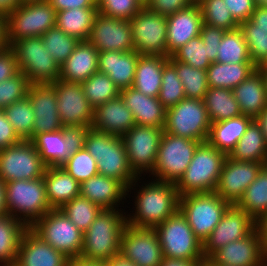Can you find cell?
Wrapping results in <instances>:
<instances>
[{
  "label": "cell",
  "instance_id": "2644e50d",
  "mask_svg": "<svg viewBox=\"0 0 267 266\" xmlns=\"http://www.w3.org/2000/svg\"><path fill=\"white\" fill-rule=\"evenodd\" d=\"M254 120L260 126L264 138L267 142V107Z\"/></svg>",
  "mask_w": 267,
  "mask_h": 266
},
{
  "label": "cell",
  "instance_id": "7c38bea8",
  "mask_svg": "<svg viewBox=\"0 0 267 266\" xmlns=\"http://www.w3.org/2000/svg\"><path fill=\"white\" fill-rule=\"evenodd\" d=\"M200 143L163 131L151 174L155 175L156 180L176 183L186 171Z\"/></svg>",
  "mask_w": 267,
  "mask_h": 266
},
{
  "label": "cell",
  "instance_id": "9a60e30c",
  "mask_svg": "<svg viewBox=\"0 0 267 266\" xmlns=\"http://www.w3.org/2000/svg\"><path fill=\"white\" fill-rule=\"evenodd\" d=\"M135 51L139 55L167 57V19L143 7L130 20Z\"/></svg>",
  "mask_w": 267,
  "mask_h": 266
},
{
  "label": "cell",
  "instance_id": "ffe728a7",
  "mask_svg": "<svg viewBox=\"0 0 267 266\" xmlns=\"http://www.w3.org/2000/svg\"><path fill=\"white\" fill-rule=\"evenodd\" d=\"M88 41L99 51L135 50L129 20L97 13Z\"/></svg>",
  "mask_w": 267,
  "mask_h": 266
},
{
  "label": "cell",
  "instance_id": "603a6c76",
  "mask_svg": "<svg viewBox=\"0 0 267 266\" xmlns=\"http://www.w3.org/2000/svg\"><path fill=\"white\" fill-rule=\"evenodd\" d=\"M167 19V57L184 46L189 40L200 35L203 18L198 3L179 10Z\"/></svg>",
  "mask_w": 267,
  "mask_h": 266
},
{
  "label": "cell",
  "instance_id": "6f0895ef",
  "mask_svg": "<svg viewBox=\"0 0 267 266\" xmlns=\"http://www.w3.org/2000/svg\"><path fill=\"white\" fill-rule=\"evenodd\" d=\"M224 2L239 24L250 19L256 7L254 0H224Z\"/></svg>",
  "mask_w": 267,
  "mask_h": 266
},
{
  "label": "cell",
  "instance_id": "8c879c8a",
  "mask_svg": "<svg viewBox=\"0 0 267 266\" xmlns=\"http://www.w3.org/2000/svg\"><path fill=\"white\" fill-rule=\"evenodd\" d=\"M7 214L6 199H5V185L0 180V216Z\"/></svg>",
  "mask_w": 267,
  "mask_h": 266
},
{
  "label": "cell",
  "instance_id": "ee69618b",
  "mask_svg": "<svg viewBox=\"0 0 267 266\" xmlns=\"http://www.w3.org/2000/svg\"><path fill=\"white\" fill-rule=\"evenodd\" d=\"M8 121L22 140L33 139L34 113L29 98L13 102L3 109Z\"/></svg>",
  "mask_w": 267,
  "mask_h": 266
},
{
  "label": "cell",
  "instance_id": "836d02e7",
  "mask_svg": "<svg viewBox=\"0 0 267 266\" xmlns=\"http://www.w3.org/2000/svg\"><path fill=\"white\" fill-rule=\"evenodd\" d=\"M253 120L252 117L242 114L228 120L211 123L207 141L228 156Z\"/></svg>",
  "mask_w": 267,
  "mask_h": 266
},
{
  "label": "cell",
  "instance_id": "f35d334b",
  "mask_svg": "<svg viewBox=\"0 0 267 266\" xmlns=\"http://www.w3.org/2000/svg\"><path fill=\"white\" fill-rule=\"evenodd\" d=\"M203 102L211 123L242 115L233 90L209 87L204 95Z\"/></svg>",
  "mask_w": 267,
  "mask_h": 266
},
{
  "label": "cell",
  "instance_id": "003e7915",
  "mask_svg": "<svg viewBox=\"0 0 267 266\" xmlns=\"http://www.w3.org/2000/svg\"><path fill=\"white\" fill-rule=\"evenodd\" d=\"M20 4L19 0H0V13L7 15Z\"/></svg>",
  "mask_w": 267,
  "mask_h": 266
},
{
  "label": "cell",
  "instance_id": "6da1fadb",
  "mask_svg": "<svg viewBox=\"0 0 267 266\" xmlns=\"http://www.w3.org/2000/svg\"><path fill=\"white\" fill-rule=\"evenodd\" d=\"M78 141L96 160L98 174L120 181L127 193L135 187L140 177L129 166L122 137L89 128L78 132Z\"/></svg>",
  "mask_w": 267,
  "mask_h": 266
},
{
  "label": "cell",
  "instance_id": "7bdbcfd3",
  "mask_svg": "<svg viewBox=\"0 0 267 266\" xmlns=\"http://www.w3.org/2000/svg\"><path fill=\"white\" fill-rule=\"evenodd\" d=\"M81 85L93 109L120 95L119 88L110 77L99 71L92 74Z\"/></svg>",
  "mask_w": 267,
  "mask_h": 266
},
{
  "label": "cell",
  "instance_id": "e7e4bbea",
  "mask_svg": "<svg viewBox=\"0 0 267 266\" xmlns=\"http://www.w3.org/2000/svg\"><path fill=\"white\" fill-rule=\"evenodd\" d=\"M203 260H183L164 257L160 266H197Z\"/></svg>",
  "mask_w": 267,
  "mask_h": 266
},
{
  "label": "cell",
  "instance_id": "8d00e7d4",
  "mask_svg": "<svg viewBox=\"0 0 267 266\" xmlns=\"http://www.w3.org/2000/svg\"><path fill=\"white\" fill-rule=\"evenodd\" d=\"M97 13V8H75L59 11L56 12L55 26L79 41H87Z\"/></svg>",
  "mask_w": 267,
  "mask_h": 266
},
{
  "label": "cell",
  "instance_id": "f6af8a7d",
  "mask_svg": "<svg viewBox=\"0 0 267 266\" xmlns=\"http://www.w3.org/2000/svg\"><path fill=\"white\" fill-rule=\"evenodd\" d=\"M60 209L82 233L89 228L102 211L99 206L81 195L65 203Z\"/></svg>",
  "mask_w": 267,
  "mask_h": 266
},
{
  "label": "cell",
  "instance_id": "83f0119b",
  "mask_svg": "<svg viewBox=\"0 0 267 266\" xmlns=\"http://www.w3.org/2000/svg\"><path fill=\"white\" fill-rule=\"evenodd\" d=\"M139 56L135 50L99 52L98 71L108 75L119 90L132 87Z\"/></svg>",
  "mask_w": 267,
  "mask_h": 266
},
{
  "label": "cell",
  "instance_id": "3957f363",
  "mask_svg": "<svg viewBox=\"0 0 267 266\" xmlns=\"http://www.w3.org/2000/svg\"><path fill=\"white\" fill-rule=\"evenodd\" d=\"M102 210L83 233L80 258L105 263L120 254L121 236L127 218L117 209Z\"/></svg>",
  "mask_w": 267,
  "mask_h": 266
},
{
  "label": "cell",
  "instance_id": "7dc6e473",
  "mask_svg": "<svg viewBox=\"0 0 267 266\" xmlns=\"http://www.w3.org/2000/svg\"><path fill=\"white\" fill-rule=\"evenodd\" d=\"M41 38L45 49L53 56L59 66L67 60L79 43L77 38L64 33L56 26L50 28Z\"/></svg>",
  "mask_w": 267,
  "mask_h": 266
},
{
  "label": "cell",
  "instance_id": "44dd1931",
  "mask_svg": "<svg viewBox=\"0 0 267 266\" xmlns=\"http://www.w3.org/2000/svg\"><path fill=\"white\" fill-rule=\"evenodd\" d=\"M27 97L34 113L33 138L40 133L63 129L57 109V97L52 83L30 84Z\"/></svg>",
  "mask_w": 267,
  "mask_h": 266
},
{
  "label": "cell",
  "instance_id": "c3c4849f",
  "mask_svg": "<svg viewBox=\"0 0 267 266\" xmlns=\"http://www.w3.org/2000/svg\"><path fill=\"white\" fill-rule=\"evenodd\" d=\"M203 24L233 30L239 27V23L233 18L224 0H201L198 3Z\"/></svg>",
  "mask_w": 267,
  "mask_h": 266
},
{
  "label": "cell",
  "instance_id": "277c9868",
  "mask_svg": "<svg viewBox=\"0 0 267 266\" xmlns=\"http://www.w3.org/2000/svg\"><path fill=\"white\" fill-rule=\"evenodd\" d=\"M226 157L208 141L200 143L186 171L175 183L179 195L214 192Z\"/></svg>",
  "mask_w": 267,
  "mask_h": 266
},
{
  "label": "cell",
  "instance_id": "680465c9",
  "mask_svg": "<svg viewBox=\"0 0 267 266\" xmlns=\"http://www.w3.org/2000/svg\"><path fill=\"white\" fill-rule=\"evenodd\" d=\"M19 72L16 56L13 49L8 46L0 50V82L7 80Z\"/></svg>",
  "mask_w": 267,
  "mask_h": 266
},
{
  "label": "cell",
  "instance_id": "b9fcfbb0",
  "mask_svg": "<svg viewBox=\"0 0 267 266\" xmlns=\"http://www.w3.org/2000/svg\"><path fill=\"white\" fill-rule=\"evenodd\" d=\"M43 0H19L20 4H27V3H34V2H39Z\"/></svg>",
  "mask_w": 267,
  "mask_h": 266
},
{
  "label": "cell",
  "instance_id": "2a66077c",
  "mask_svg": "<svg viewBox=\"0 0 267 266\" xmlns=\"http://www.w3.org/2000/svg\"><path fill=\"white\" fill-rule=\"evenodd\" d=\"M257 68H267V55L266 57L257 65Z\"/></svg>",
  "mask_w": 267,
  "mask_h": 266
},
{
  "label": "cell",
  "instance_id": "91938a15",
  "mask_svg": "<svg viewBox=\"0 0 267 266\" xmlns=\"http://www.w3.org/2000/svg\"><path fill=\"white\" fill-rule=\"evenodd\" d=\"M241 31L267 32V7H255L251 18L239 24Z\"/></svg>",
  "mask_w": 267,
  "mask_h": 266
},
{
  "label": "cell",
  "instance_id": "f5cc1de1",
  "mask_svg": "<svg viewBox=\"0 0 267 266\" xmlns=\"http://www.w3.org/2000/svg\"><path fill=\"white\" fill-rule=\"evenodd\" d=\"M143 6L137 0H97L98 12L113 18L131 20Z\"/></svg>",
  "mask_w": 267,
  "mask_h": 266
},
{
  "label": "cell",
  "instance_id": "6125c7cd",
  "mask_svg": "<svg viewBox=\"0 0 267 266\" xmlns=\"http://www.w3.org/2000/svg\"><path fill=\"white\" fill-rule=\"evenodd\" d=\"M56 12L75 8H97V0H47Z\"/></svg>",
  "mask_w": 267,
  "mask_h": 266
},
{
  "label": "cell",
  "instance_id": "5bb4252c",
  "mask_svg": "<svg viewBox=\"0 0 267 266\" xmlns=\"http://www.w3.org/2000/svg\"><path fill=\"white\" fill-rule=\"evenodd\" d=\"M163 131L136 124L122 136L129 166L137 177L153 172Z\"/></svg>",
  "mask_w": 267,
  "mask_h": 266
},
{
  "label": "cell",
  "instance_id": "753ad0ef",
  "mask_svg": "<svg viewBox=\"0 0 267 266\" xmlns=\"http://www.w3.org/2000/svg\"><path fill=\"white\" fill-rule=\"evenodd\" d=\"M264 80V84H265V90H266V96H267V68H257Z\"/></svg>",
  "mask_w": 267,
  "mask_h": 266
},
{
  "label": "cell",
  "instance_id": "a7ac6f4b",
  "mask_svg": "<svg viewBox=\"0 0 267 266\" xmlns=\"http://www.w3.org/2000/svg\"><path fill=\"white\" fill-rule=\"evenodd\" d=\"M104 264L106 266H137L130 260L123 258L120 254L107 260Z\"/></svg>",
  "mask_w": 267,
  "mask_h": 266
},
{
  "label": "cell",
  "instance_id": "ab89813d",
  "mask_svg": "<svg viewBox=\"0 0 267 266\" xmlns=\"http://www.w3.org/2000/svg\"><path fill=\"white\" fill-rule=\"evenodd\" d=\"M237 206L255 221L267 212V165H264L257 178L247 187Z\"/></svg>",
  "mask_w": 267,
  "mask_h": 266
},
{
  "label": "cell",
  "instance_id": "9f6ffc18",
  "mask_svg": "<svg viewBox=\"0 0 267 266\" xmlns=\"http://www.w3.org/2000/svg\"><path fill=\"white\" fill-rule=\"evenodd\" d=\"M191 4H193L191 0H151L146 7L157 14L167 17L189 7Z\"/></svg>",
  "mask_w": 267,
  "mask_h": 266
},
{
  "label": "cell",
  "instance_id": "d590c367",
  "mask_svg": "<svg viewBox=\"0 0 267 266\" xmlns=\"http://www.w3.org/2000/svg\"><path fill=\"white\" fill-rule=\"evenodd\" d=\"M29 227L9 214L0 216V263L14 266L17 261L20 241Z\"/></svg>",
  "mask_w": 267,
  "mask_h": 266
},
{
  "label": "cell",
  "instance_id": "db71d44e",
  "mask_svg": "<svg viewBox=\"0 0 267 266\" xmlns=\"http://www.w3.org/2000/svg\"><path fill=\"white\" fill-rule=\"evenodd\" d=\"M251 61L257 66L267 55V32L242 31Z\"/></svg>",
  "mask_w": 267,
  "mask_h": 266
},
{
  "label": "cell",
  "instance_id": "b9f144b4",
  "mask_svg": "<svg viewBox=\"0 0 267 266\" xmlns=\"http://www.w3.org/2000/svg\"><path fill=\"white\" fill-rule=\"evenodd\" d=\"M169 62L176 69L184 87L186 98L203 100L204 95L209 89L207 71L176 61L171 56L169 57Z\"/></svg>",
  "mask_w": 267,
  "mask_h": 266
},
{
  "label": "cell",
  "instance_id": "8992f818",
  "mask_svg": "<svg viewBox=\"0 0 267 266\" xmlns=\"http://www.w3.org/2000/svg\"><path fill=\"white\" fill-rule=\"evenodd\" d=\"M163 257L183 260H205L203 243L195 236L180 211L154 228Z\"/></svg>",
  "mask_w": 267,
  "mask_h": 266
},
{
  "label": "cell",
  "instance_id": "52a82bcc",
  "mask_svg": "<svg viewBox=\"0 0 267 266\" xmlns=\"http://www.w3.org/2000/svg\"><path fill=\"white\" fill-rule=\"evenodd\" d=\"M229 206L215 192L187 194L180 196L179 201V211L202 243L221 221Z\"/></svg>",
  "mask_w": 267,
  "mask_h": 266
},
{
  "label": "cell",
  "instance_id": "03108f58",
  "mask_svg": "<svg viewBox=\"0 0 267 266\" xmlns=\"http://www.w3.org/2000/svg\"><path fill=\"white\" fill-rule=\"evenodd\" d=\"M6 15L0 13V50L8 47Z\"/></svg>",
  "mask_w": 267,
  "mask_h": 266
},
{
  "label": "cell",
  "instance_id": "cb8c5ba5",
  "mask_svg": "<svg viewBox=\"0 0 267 266\" xmlns=\"http://www.w3.org/2000/svg\"><path fill=\"white\" fill-rule=\"evenodd\" d=\"M31 142L48 167L61 166L78 142V131L63 128L37 134Z\"/></svg>",
  "mask_w": 267,
  "mask_h": 266
},
{
  "label": "cell",
  "instance_id": "30bf717a",
  "mask_svg": "<svg viewBox=\"0 0 267 266\" xmlns=\"http://www.w3.org/2000/svg\"><path fill=\"white\" fill-rule=\"evenodd\" d=\"M211 121L203 100L184 98L166 110L164 131L198 142H206Z\"/></svg>",
  "mask_w": 267,
  "mask_h": 266
},
{
  "label": "cell",
  "instance_id": "74e56055",
  "mask_svg": "<svg viewBox=\"0 0 267 266\" xmlns=\"http://www.w3.org/2000/svg\"><path fill=\"white\" fill-rule=\"evenodd\" d=\"M257 69L254 63H217L207 68L209 87L233 90Z\"/></svg>",
  "mask_w": 267,
  "mask_h": 266
},
{
  "label": "cell",
  "instance_id": "979ff035",
  "mask_svg": "<svg viewBox=\"0 0 267 266\" xmlns=\"http://www.w3.org/2000/svg\"><path fill=\"white\" fill-rule=\"evenodd\" d=\"M193 3H199L201 0H191Z\"/></svg>",
  "mask_w": 267,
  "mask_h": 266
},
{
  "label": "cell",
  "instance_id": "ac0fdd59",
  "mask_svg": "<svg viewBox=\"0 0 267 266\" xmlns=\"http://www.w3.org/2000/svg\"><path fill=\"white\" fill-rule=\"evenodd\" d=\"M256 228V221L237 205H230L203 243L204 259H209L226 244L245 238Z\"/></svg>",
  "mask_w": 267,
  "mask_h": 266
},
{
  "label": "cell",
  "instance_id": "d6a6232c",
  "mask_svg": "<svg viewBox=\"0 0 267 266\" xmlns=\"http://www.w3.org/2000/svg\"><path fill=\"white\" fill-rule=\"evenodd\" d=\"M169 57L140 55L136 64L132 87L144 95L158 97L162 84V72Z\"/></svg>",
  "mask_w": 267,
  "mask_h": 266
},
{
  "label": "cell",
  "instance_id": "7402d4cb",
  "mask_svg": "<svg viewBox=\"0 0 267 266\" xmlns=\"http://www.w3.org/2000/svg\"><path fill=\"white\" fill-rule=\"evenodd\" d=\"M210 259L220 266H267V254L256 229L245 238L221 247Z\"/></svg>",
  "mask_w": 267,
  "mask_h": 266
},
{
  "label": "cell",
  "instance_id": "bcb514c9",
  "mask_svg": "<svg viewBox=\"0 0 267 266\" xmlns=\"http://www.w3.org/2000/svg\"><path fill=\"white\" fill-rule=\"evenodd\" d=\"M96 160L78 141L61 167L80 184L98 174Z\"/></svg>",
  "mask_w": 267,
  "mask_h": 266
},
{
  "label": "cell",
  "instance_id": "89a4df30",
  "mask_svg": "<svg viewBox=\"0 0 267 266\" xmlns=\"http://www.w3.org/2000/svg\"><path fill=\"white\" fill-rule=\"evenodd\" d=\"M66 266H106V265L102 262L87 261L78 257L69 259Z\"/></svg>",
  "mask_w": 267,
  "mask_h": 266
},
{
  "label": "cell",
  "instance_id": "9c48e42d",
  "mask_svg": "<svg viewBox=\"0 0 267 266\" xmlns=\"http://www.w3.org/2000/svg\"><path fill=\"white\" fill-rule=\"evenodd\" d=\"M29 228L67 258L81 256L83 233L67 218L61 209L49 210Z\"/></svg>",
  "mask_w": 267,
  "mask_h": 266
},
{
  "label": "cell",
  "instance_id": "f546056e",
  "mask_svg": "<svg viewBox=\"0 0 267 266\" xmlns=\"http://www.w3.org/2000/svg\"><path fill=\"white\" fill-rule=\"evenodd\" d=\"M80 195L102 210H112L128 194L127 188L120 181L96 174L80 184Z\"/></svg>",
  "mask_w": 267,
  "mask_h": 266
},
{
  "label": "cell",
  "instance_id": "f907efd6",
  "mask_svg": "<svg viewBox=\"0 0 267 266\" xmlns=\"http://www.w3.org/2000/svg\"><path fill=\"white\" fill-rule=\"evenodd\" d=\"M207 54V46H204L201 36L198 35L177 49L171 57L176 61L186 63L194 68L207 70L211 64Z\"/></svg>",
  "mask_w": 267,
  "mask_h": 266
},
{
  "label": "cell",
  "instance_id": "34e18365",
  "mask_svg": "<svg viewBox=\"0 0 267 266\" xmlns=\"http://www.w3.org/2000/svg\"><path fill=\"white\" fill-rule=\"evenodd\" d=\"M197 266H214V262L209 258L201 261Z\"/></svg>",
  "mask_w": 267,
  "mask_h": 266
},
{
  "label": "cell",
  "instance_id": "11e5206c",
  "mask_svg": "<svg viewBox=\"0 0 267 266\" xmlns=\"http://www.w3.org/2000/svg\"><path fill=\"white\" fill-rule=\"evenodd\" d=\"M255 6L267 7V0H254Z\"/></svg>",
  "mask_w": 267,
  "mask_h": 266
},
{
  "label": "cell",
  "instance_id": "09005b40",
  "mask_svg": "<svg viewBox=\"0 0 267 266\" xmlns=\"http://www.w3.org/2000/svg\"><path fill=\"white\" fill-rule=\"evenodd\" d=\"M143 7H146L151 0H137Z\"/></svg>",
  "mask_w": 267,
  "mask_h": 266
},
{
  "label": "cell",
  "instance_id": "d4e9b609",
  "mask_svg": "<svg viewBox=\"0 0 267 266\" xmlns=\"http://www.w3.org/2000/svg\"><path fill=\"white\" fill-rule=\"evenodd\" d=\"M136 125L131 110L119 95L96 107L93 112L91 129L122 137Z\"/></svg>",
  "mask_w": 267,
  "mask_h": 266
},
{
  "label": "cell",
  "instance_id": "4fadbf2b",
  "mask_svg": "<svg viewBox=\"0 0 267 266\" xmlns=\"http://www.w3.org/2000/svg\"><path fill=\"white\" fill-rule=\"evenodd\" d=\"M47 167L30 140L0 149V180L4 183L42 178Z\"/></svg>",
  "mask_w": 267,
  "mask_h": 266
},
{
  "label": "cell",
  "instance_id": "d6986e66",
  "mask_svg": "<svg viewBox=\"0 0 267 266\" xmlns=\"http://www.w3.org/2000/svg\"><path fill=\"white\" fill-rule=\"evenodd\" d=\"M264 165V163L237 161L227 156L214 192L230 205H237Z\"/></svg>",
  "mask_w": 267,
  "mask_h": 266
},
{
  "label": "cell",
  "instance_id": "4dcf8cb0",
  "mask_svg": "<svg viewBox=\"0 0 267 266\" xmlns=\"http://www.w3.org/2000/svg\"><path fill=\"white\" fill-rule=\"evenodd\" d=\"M233 93L243 115L255 119L267 107L265 84L258 69L236 86Z\"/></svg>",
  "mask_w": 267,
  "mask_h": 266
},
{
  "label": "cell",
  "instance_id": "484cf974",
  "mask_svg": "<svg viewBox=\"0 0 267 266\" xmlns=\"http://www.w3.org/2000/svg\"><path fill=\"white\" fill-rule=\"evenodd\" d=\"M68 260L28 228L20 241L15 266H66Z\"/></svg>",
  "mask_w": 267,
  "mask_h": 266
},
{
  "label": "cell",
  "instance_id": "4316f807",
  "mask_svg": "<svg viewBox=\"0 0 267 266\" xmlns=\"http://www.w3.org/2000/svg\"><path fill=\"white\" fill-rule=\"evenodd\" d=\"M120 96L131 110L137 125L164 129L167 109L158 97L144 95L133 87L120 90Z\"/></svg>",
  "mask_w": 267,
  "mask_h": 266
},
{
  "label": "cell",
  "instance_id": "e0dca14e",
  "mask_svg": "<svg viewBox=\"0 0 267 266\" xmlns=\"http://www.w3.org/2000/svg\"><path fill=\"white\" fill-rule=\"evenodd\" d=\"M120 255L137 266H160L164 258L154 229L128 224L121 236Z\"/></svg>",
  "mask_w": 267,
  "mask_h": 266
},
{
  "label": "cell",
  "instance_id": "2e32d148",
  "mask_svg": "<svg viewBox=\"0 0 267 266\" xmlns=\"http://www.w3.org/2000/svg\"><path fill=\"white\" fill-rule=\"evenodd\" d=\"M57 97V109L64 128L75 131L89 129L94 109L86 98L81 83L57 80L52 83Z\"/></svg>",
  "mask_w": 267,
  "mask_h": 266
},
{
  "label": "cell",
  "instance_id": "f1b7e54d",
  "mask_svg": "<svg viewBox=\"0 0 267 266\" xmlns=\"http://www.w3.org/2000/svg\"><path fill=\"white\" fill-rule=\"evenodd\" d=\"M99 51L87 40L79 41L72 54L60 66L59 80L83 83L98 72Z\"/></svg>",
  "mask_w": 267,
  "mask_h": 266
},
{
  "label": "cell",
  "instance_id": "5b68a950",
  "mask_svg": "<svg viewBox=\"0 0 267 266\" xmlns=\"http://www.w3.org/2000/svg\"><path fill=\"white\" fill-rule=\"evenodd\" d=\"M4 185L7 214L20 219L28 227L53 209L48 202L43 177L10 181Z\"/></svg>",
  "mask_w": 267,
  "mask_h": 266
},
{
  "label": "cell",
  "instance_id": "e575fe53",
  "mask_svg": "<svg viewBox=\"0 0 267 266\" xmlns=\"http://www.w3.org/2000/svg\"><path fill=\"white\" fill-rule=\"evenodd\" d=\"M228 157L237 161L267 164V142L255 120L249 124Z\"/></svg>",
  "mask_w": 267,
  "mask_h": 266
},
{
  "label": "cell",
  "instance_id": "60d3db41",
  "mask_svg": "<svg viewBox=\"0 0 267 266\" xmlns=\"http://www.w3.org/2000/svg\"><path fill=\"white\" fill-rule=\"evenodd\" d=\"M217 63H253L240 28L226 30L217 49Z\"/></svg>",
  "mask_w": 267,
  "mask_h": 266
},
{
  "label": "cell",
  "instance_id": "7a4b0ae2",
  "mask_svg": "<svg viewBox=\"0 0 267 266\" xmlns=\"http://www.w3.org/2000/svg\"><path fill=\"white\" fill-rule=\"evenodd\" d=\"M137 193L136 211L126 217L129 226L154 229L179 211L180 195L175 183L155 180Z\"/></svg>",
  "mask_w": 267,
  "mask_h": 266
},
{
  "label": "cell",
  "instance_id": "be15d7a7",
  "mask_svg": "<svg viewBox=\"0 0 267 266\" xmlns=\"http://www.w3.org/2000/svg\"><path fill=\"white\" fill-rule=\"evenodd\" d=\"M255 229L260 236L264 252L267 254V212L256 220Z\"/></svg>",
  "mask_w": 267,
  "mask_h": 266
},
{
  "label": "cell",
  "instance_id": "8fae6325",
  "mask_svg": "<svg viewBox=\"0 0 267 266\" xmlns=\"http://www.w3.org/2000/svg\"><path fill=\"white\" fill-rule=\"evenodd\" d=\"M56 11L47 0L19 4L6 15L9 46L19 39L41 37L55 27Z\"/></svg>",
  "mask_w": 267,
  "mask_h": 266
},
{
  "label": "cell",
  "instance_id": "ba28073f",
  "mask_svg": "<svg viewBox=\"0 0 267 266\" xmlns=\"http://www.w3.org/2000/svg\"><path fill=\"white\" fill-rule=\"evenodd\" d=\"M10 47L15 52L17 68L30 84L53 83L60 78V66L45 49L41 37L23 38Z\"/></svg>",
  "mask_w": 267,
  "mask_h": 266
},
{
  "label": "cell",
  "instance_id": "1f68e13d",
  "mask_svg": "<svg viewBox=\"0 0 267 266\" xmlns=\"http://www.w3.org/2000/svg\"><path fill=\"white\" fill-rule=\"evenodd\" d=\"M48 202L53 209L80 195V183L61 166L47 167L43 176Z\"/></svg>",
  "mask_w": 267,
  "mask_h": 266
},
{
  "label": "cell",
  "instance_id": "816d5d0a",
  "mask_svg": "<svg viewBox=\"0 0 267 266\" xmlns=\"http://www.w3.org/2000/svg\"><path fill=\"white\" fill-rule=\"evenodd\" d=\"M30 83L24 73L19 71L13 77L0 82V110L13 102L24 99Z\"/></svg>",
  "mask_w": 267,
  "mask_h": 266
},
{
  "label": "cell",
  "instance_id": "681fc988",
  "mask_svg": "<svg viewBox=\"0 0 267 266\" xmlns=\"http://www.w3.org/2000/svg\"><path fill=\"white\" fill-rule=\"evenodd\" d=\"M184 98H186V94L182 82L175 67L168 61L163 67L162 84L158 99L166 109H169Z\"/></svg>",
  "mask_w": 267,
  "mask_h": 266
},
{
  "label": "cell",
  "instance_id": "94428289",
  "mask_svg": "<svg viewBox=\"0 0 267 266\" xmlns=\"http://www.w3.org/2000/svg\"><path fill=\"white\" fill-rule=\"evenodd\" d=\"M21 141L3 110H0V149L16 145Z\"/></svg>",
  "mask_w": 267,
  "mask_h": 266
},
{
  "label": "cell",
  "instance_id": "11a10c76",
  "mask_svg": "<svg viewBox=\"0 0 267 266\" xmlns=\"http://www.w3.org/2000/svg\"><path fill=\"white\" fill-rule=\"evenodd\" d=\"M225 32V29L202 24L200 36L204 42V46H207V56L211 63L216 62L218 54L217 49Z\"/></svg>",
  "mask_w": 267,
  "mask_h": 266
}]
</instances>
